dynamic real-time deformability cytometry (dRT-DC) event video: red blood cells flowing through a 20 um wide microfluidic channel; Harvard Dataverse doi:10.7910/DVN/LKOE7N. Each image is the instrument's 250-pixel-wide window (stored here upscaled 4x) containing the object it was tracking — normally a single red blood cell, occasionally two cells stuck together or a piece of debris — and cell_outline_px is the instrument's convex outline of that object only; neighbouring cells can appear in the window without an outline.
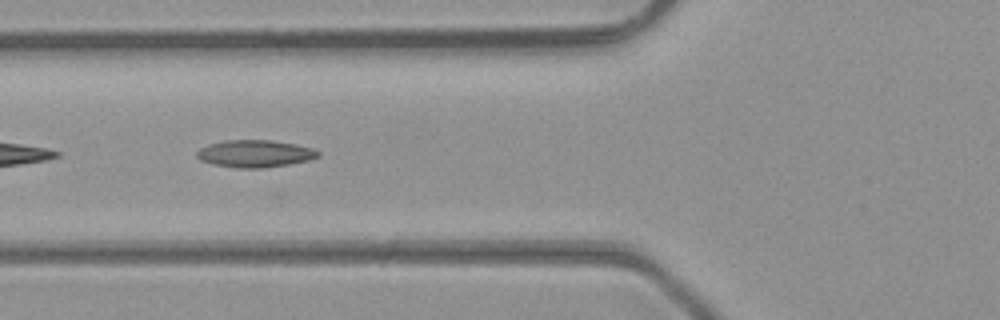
{"species": "common noctule bat (a hibernating species)", "species_latin": "Nyctalus noctula", "temperature_condition": "room temperature", "stored_images_in_passage": 21, "camera_frame_rate_fps": 3000, "um_per_image_px": 0.085, "animal": {"sex": "male", "body_mass_g": 23.1, "forearm_length_mm": 52.7}, "frame": {"image": 1, "passage_image": 4, "time_ms": 1.0, "image_size_px": [1000, 320], "cell_outline_px": [[320, 156], [308, 160], [288, 164], [264, 168], [236, 168], [212, 164], [200, 160], [196, 156], [196, 152], [200, 148], [208, 144], [224, 140], [272, 140], [296, 144], [312, 148], [320, 152]], "centroid_in_image_um": [21.65, 13.06], "position_along_channel_um": 104.2, "area_um2": 19.36}}
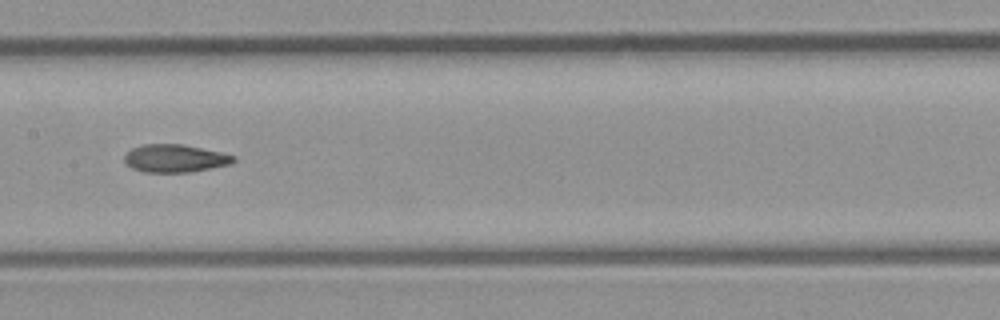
{"frame": {"image": 2, "passage_image": 10, "time_ms": 3.0, "image_size_px": [1000, 320], "cell_outline_px": [[236, 160], [232, 164], [192, 172], [144, 172], [132, 168], [124, 160], [124, 156], [132, 148], [144, 144], [184, 144], [220, 152], [236, 156]], "centroid_in_image_um": [14.91, 13.46], "position_along_channel_um": 192.5, "area_um2": 17.74}}
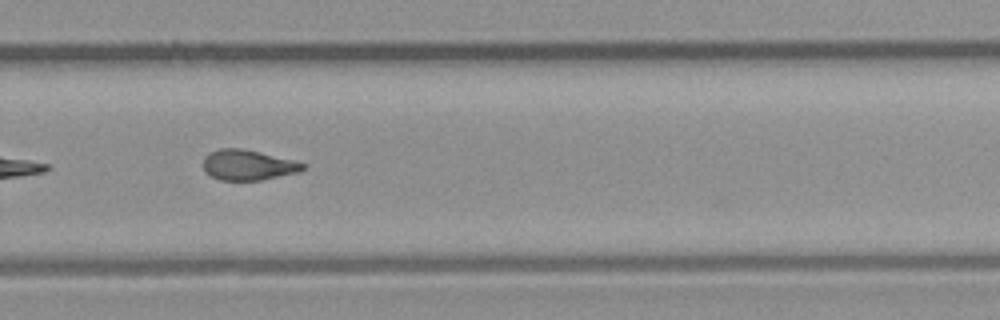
{"frame": {"image": 3, "passage_image": 18, "time_ms": 5.667, "image_size_px": [1000, 320], "cell_outline_px": [[308, 164], [304, 168], [296, 172], [260, 180], [220, 180], [204, 172], [204, 156], [208, 152], [220, 148], [240, 148], [260, 152]], "centroid_in_image_um": [21.03, 14.01], "position_along_channel_um": 308.8, "area_um2": 17.46}}